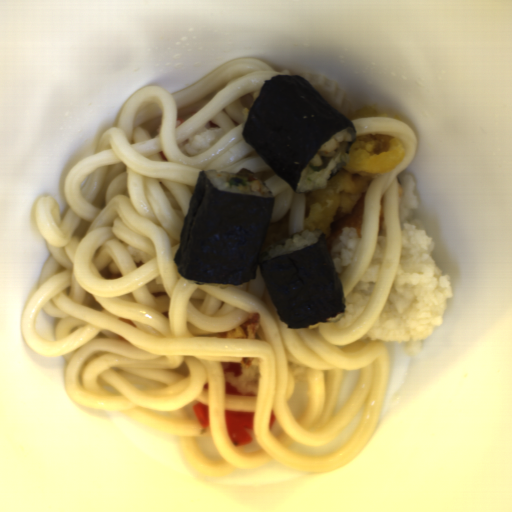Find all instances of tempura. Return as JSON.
I'll return each mask as SVG.
<instances>
[{
	"label": "tempura",
	"instance_id": "8679c707",
	"mask_svg": "<svg viewBox=\"0 0 512 512\" xmlns=\"http://www.w3.org/2000/svg\"><path fill=\"white\" fill-rule=\"evenodd\" d=\"M350 161L327 180L326 187L306 192L304 230L323 233L328 248L343 227L362 237L369 184L399 167L407 156L404 142L389 134H355Z\"/></svg>",
	"mask_w": 512,
	"mask_h": 512
}]
</instances>
